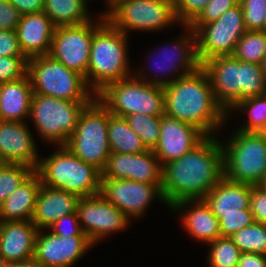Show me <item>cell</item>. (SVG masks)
Segmentation results:
<instances>
[{
  "instance_id": "6da1fadb",
  "label": "cell",
  "mask_w": 266,
  "mask_h": 267,
  "mask_svg": "<svg viewBox=\"0 0 266 267\" xmlns=\"http://www.w3.org/2000/svg\"><path fill=\"white\" fill-rule=\"evenodd\" d=\"M224 177L220 138L206 136L181 158L163 165L161 192L166 207L203 199Z\"/></svg>"
},
{
  "instance_id": "f546056e",
  "label": "cell",
  "mask_w": 266,
  "mask_h": 267,
  "mask_svg": "<svg viewBox=\"0 0 266 267\" xmlns=\"http://www.w3.org/2000/svg\"><path fill=\"white\" fill-rule=\"evenodd\" d=\"M232 55L240 61L261 65L266 55V33L261 30H247L237 42Z\"/></svg>"
},
{
  "instance_id": "83f0119b",
  "label": "cell",
  "mask_w": 266,
  "mask_h": 267,
  "mask_svg": "<svg viewBox=\"0 0 266 267\" xmlns=\"http://www.w3.org/2000/svg\"><path fill=\"white\" fill-rule=\"evenodd\" d=\"M88 0H44L43 12L56 26L79 25L91 20Z\"/></svg>"
},
{
  "instance_id": "8fae6325",
  "label": "cell",
  "mask_w": 266,
  "mask_h": 267,
  "mask_svg": "<svg viewBox=\"0 0 266 267\" xmlns=\"http://www.w3.org/2000/svg\"><path fill=\"white\" fill-rule=\"evenodd\" d=\"M182 27L185 28V34H181V36L176 37V40L174 39V41L170 43V47L169 45H166V47L162 48V51L160 49V53H156L155 51L154 53L157 54V57L151 53H148L147 57L149 59L147 61H150L149 63L152 62V69H154V72H152V69L150 68L151 73L156 72V75L153 74L154 77L153 75L150 76L149 73H145V70H142L140 68V70L138 71L139 73L136 70L133 71V74L137 78L152 85L165 87L173 83L178 78L197 71L201 67V63L197 56L195 32L189 26ZM157 52H159V50ZM153 56H155V58L159 57V62H156V64L158 63L157 65L160 64L159 66L153 64L156 60L152 59L154 58ZM149 65L151 67V64ZM160 73L163 74L161 75ZM163 75L165 76L164 78H162ZM159 76H161V78H159Z\"/></svg>"
},
{
  "instance_id": "d6986e66",
  "label": "cell",
  "mask_w": 266,
  "mask_h": 267,
  "mask_svg": "<svg viewBox=\"0 0 266 267\" xmlns=\"http://www.w3.org/2000/svg\"><path fill=\"white\" fill-rule=\"evenodd\" d=\"M27 124L0 120V163L21 164L36 171L40 156Z\"/></svg>"
},
{
  "instance_id": "681fc988",
  "label": "cell",
  "mask_w": 266,
  "mask_h": 267,
  "mask_svg": "<svg viewBox=\"0 0 266 267\" xmlns=\"http://www.w3.org/2000/svg\"><path fill=\"white\" fill-rule=\"evenodd\" d=\"M261 69H262V73L266 79V55L264 56V58L262 60Z\"/></svg>"
},
{
  "instance_id": "e575fe53",
  "label": "cell",
  "mask_w": 266,
  "mask_h": 267,
  "mask_svg": "<svg viewBox=\"0 0 266 267\" xmlns=\"http://www.w3.org/2000/svg\"><path fill=\"white\" fill-rule=\"evenodd\" d=\"M230 239L241 252H252L266 255V225L254 222L240 229Z\"/></svg>"
},
{
  "instance_id": "ffe728a7",
  "label": "cell",
  "mask_w": 266,
  "mask_h": 267,
  "mask_svg": "<svg viewBox=\"0 0 266 267\" xmlns=\"http://www.w3.org/2000/svg\"><path fill=\"white\" fill-rule=\"evenodd\" d=\"M201 67L209 76L217 103L229 115L240 102V60L233 55L216 56Z\"/></svg>"
},
{
  "instance_id": "f6af8a7d",
  "label": "cell",
  "mask_w": 266,
  "mask_h": 267,
  "mask_svg": "<svg viewBox=\"0 0 266 267\" xmlns=\"http://www.w3.org/2000/svg\"><path fill=\"white\" fill-rule=\"evenodd\" d=\"M0 56H24L16 31L0 30Z\"/></svg>"
},
{
  "instance_id": "4dcf8cb0",
  "label": "cell",
  "mask_w": 266,
  "mask_h": 267,
  "mask_svg": "<svg viewBox=\"0 0 266 267\" xmlns=\"http://www.w3.org/2000/svg\"><path fill=\"white\" fill-rule=\"evenodd\" d=\"M247 113L248 120L237 130L246 132H266V94L240 101L232 111ZM246 111V112H245Z\"/></svg>"
},
{
  "instance_id": "c3c4849f",
  "label": "cell",
  "mask_w": 266,
  "mask_h": 267,
  "mask_svg": "<svg viewBox=\"0 0 266 267\" xmlns=\"http://www.w3.org/2000/svg\"><path fill=\"white\" fill-rule=\"evenodd\" d=\"M6 267H37L33 260L26 262L7 263Z\"/></svg>"
},
{
  "instance_id": "ab89813d",
  "label": "cell",
  "mask_w": 266,
  "mask_h": 267,
  "mask_svg": "<svg viewBox=\"0 0 266 267\" xmlns=\"http://www.w3.org/2000/svg\"><path fill=\"white\" fill-rule=\"evenodd\" d=\"M174 12L181 26H189L203 11L209 0H172Z\"/></svg>"
},
{
  "instance_id": "e0dca14e",
  "label": "cell",
  "mask_w": 266,
  "mask_h": 267,
  "mask_svg": "<svg viewBox=\"0 0 266 267\" xmlns=\"http://www.w3.org/2000/svg\"><path fill=\"white\" fill-rule=\"evenodd\" d=\"M162 170L163 166L151 149L136 154L111 152L101 178L162 184Z\"/></svg>"
},
{
  "instance_id": "ac0fdd59",
  "label": "cell",
  "mask_w": 266,
  "mask_h": 267,
  "mask_svg": "<svg viewBox=\"0 0 266 267\" xmlns=\"http://www.w3.org/2000/svg\"><path fill=\"white\" fill-rule=\"evenodd\" d=\"M205 137L197 127L164 114L161 116L159 141L153 152L163 166L181 158Z\"/></svg>"
},
{
  "instance_id": "8d00e7d4",
  "label": "cell",
  "mask_w": 266,
  "mask_h": 267,
  "mask_svg": "<svg viewBox=\"0 0 266 267\" xmlns=\"http://www.w3.org/2000/svg\"><path fill=\"white\" fill-rule=\"evenodd\" d=\"M239 4V0H209L199 16L189 25L195 32L205 24L217 20L227 10Z\"/></svg>"
},
{
  "instance_id": "d590c367",
  "label": "cell",
  "mask_w": 266,
  "mask_h": 267,
  "mask_svg": "<svg viewBox=\"0 0 266 267\" xmlns=\"http://www.w3.org/2000/svg\"><path fill=\"white\" fill-rule=\"evenodd\" d=\"M33 171L21 164L0 163V205Z\"/></svg>"
},
{
  "instance_id": "ba28073f",
  "label": "cell",
  "mask_w": 266,
  "mask_h": 267,
  "mask_svg": "<svg viewBox=\"0 0 266 267\" xmlns=\"http://www.w3.org/2000/svg\"><path fill=\"white\" fill-rule=\"evenodd\" d=\"M109 110L95 98L81 112L77 127L65 146L79 159L101 172L111 153L108 141Z\"/></svg>"
},
{
  "instance_id": "f35d334b",
  "label": "cell",
  "mask_w": 266,
  "mask_h": 267,
  "mask_svg": "<svg viewBox=\"0 0 266 267\" xmlns=\"http://www.w3.org/2000/svg\"><path fill=\"white\" fill-rule=\"evenodd\" d=\"M251 209H242V213L224 214L219 219L221 237H231L237 231L254 223Z\"/></svg>"
},
{
  "instance_id": "cb8c5ba5",
  "label": "cell",
  "mask_w": 266,
  "mask_h": 267,
  "mask_svg": "<svg viewBox=\"0 0 266 267\" xmlns=\"http://www.w3.org/2000/svg\"><path fill=\"white\" fill-rule=\"evenodd\" d=\"M79 199L76 194L41 185L32 222L39 230L47 229L61 217L75 213Z\"/></svg>"
},
{
  "instance_id": "74e56055",
  "label": "cell",
  "mask_w": 266,
  "mask_h": 267,
  "mask_svg": "<svg viewBox=\"0 0 266 267\" xmlns=\"http://www.w3.org/2000/svg\"><path fill=\"white\" fill-rule=\"evenodd\" d=\"M246 30H262L266 16V0H239Z\"/></svg>"
},
{
  "instance_id": "4316f807",
  "label": "cell",
  "mask_w": 266,
  "mask_h": 267,
  "mask_svg": "<svg viewBox=\"0 0 266 267\" xmlns=\"http://www.w3.org/2000/svg\"><path fill=\"white\" fill-rule=\"evenodd\" d=\"M41 179L33 171L0 205V221L32 220Z\"/></svg>"
},
{
  "instance_id": "30bf717a",
  "label": "cell",
  "mask_w": 266,
  "mask_h": 267,
  "mask_svg": "<svg viewBox=\"0 0 266 267\" xmlns=\"http://www.w3.org/2000/svg\"><path fill=\"white\" fill-rule=\"evenodd\" d=\"M90 103L33 94L29 118L43 142L65 145L77 127L81 112Z\"/></svg>"
},
{
  "instance_id": "7c38bea8",
  "label": "cell",
  "mask_w": 266,
  "mask_h": 267,
  "mask_svg": "<svg viewBox=\"0 0 266 267\" xmlns=\"http://www.w3.org/2000/svg\"><path fill=\"white\" fill-rule=\"evenodd\" d=\"M246 31L240 4L227 10L217 20L198 28L195 36L201 65L216 56L232 55Z\"/></svg>"
},
{
  "instance_id": "60d3db41",
  "label": "cell",
  "mask_w": 266,
  "mask_h": 267,
  "mask_svg": "<svg viewBox=\"0 0 266 267\" xmlns=\"http://www.w3.org/2000/svg\"><path fill=\"white\" fill-rule=\"evenodd\" d=\"M27 61L25 56H0V84L24 77L27 74Z\"/></svg>"
},
{
  "instance_id": "52a82bcc",
  "label": "cell",
  "mask_w": 266,
  "mask_h": 267,
  "mask_svg": "<svg viewBox=\"0 0 266 267\" xmlns=\"http://www.w3.org/2000/svg\"><path fill=\"white\" fill-rule=\"evenodd\" d=\"M96 98L113 115L125 117L135 113L148 116L165 114L163 87L142 81L134 74L107 84Z\"/></svg>"
},
{
  "instance_id": "836d02e7",
  "label": "cell",
  "mask_w": 266,
  "mask_h": 267,
  "mask_svg": "<svg viewBox=\"0 0 266 267\" xmlns=\"http://www.w3.org/2000/svg\"><path fill=\"white\" fill-rule=\"evenodd\" d=\"M208 267H237L241 250L230 237H220L208 243Z\"/></svg>"
},
{
  "instance_id": "44dd1931",
  "label": "cell",
  "mask_w": 266,
  "mask_h": 267,
  "mask_svg": "<svg viewBox=\"0 0 266 267\" xmlns=\"http://www.w3.org/2000/svg\"><path fill=\"white\" fill-rule=\"evenodd\" d=\"M38 231L32 220L0 221V254L6 262L33 260Z\"/></svg>"
},
{
  "instance_id": "f5cc1de1",
  "label": "cell",
  "mask_w": 266,
  "mask_h": 267,
  "mask_svg": "<svg viewBox=\"0 0 266 267\" xmlns=\"http://www.w3.org/2000/svg\"><path fill=\"white\" fill-rule=\"evenodd\" d=\"M261 31H264L266 33V16H265V21H264V24H263V29Z\"/></svg>"
},
{
  "instance_id": "1f68e13d",
  "label": "cell",
  "mask_w": 266,
  "mask_h": 267,
  "mask_svg": "<svg viewBox=\"0 0 266 267\" xmlns=\"http://www.w3.org/2000/svg\"><path fill=\"white\" fill-rule=\"evenodd\" d=\"M266 94L261 65L240 61V101Z\"/></svg>"
},
{
  "instance_id": "d4e9b609",
  "label": "cell",
  "mask_w": 266,
  "mask_h": 267,
  "mask_svg": "<svg viewBox=\"0 0 266 267\" xmlns=\"http://www.w3.org/2000/svg\"><path fill=\"white\" fill-rule=\"evenodd\" d=\"M252 186V184L233 182L223 177L203 200L218 219L224 214L242 213V209L250 208Z\"/></svg>"
},
{
  "instance_id": "ee69618b",
  "label": "cell",
  "mask_w": 266,
  "mask_h": 267,
  "mask_svg": "<svg viewBox=\"0 0 266 267\" xmlns=\"http://www.w3.org/2000/svg\"><path fill=\"white\" fill-rule=\"evenodd\" d=\"M21 16L9 0H0V30L16 31Z\"/></svg>"
},
{
  "instance_id": "7402d4cb",
  "label": "cell",
  "mask_w": 266,
  "mask_h": 267,
  "mask_svg": "<svg viewBox=\"0 0 266 267\" xmlns=\"http://www.w3.org/2000/svg\"><path fill=\"white\" fill-rule=\"evenodd\" d=\"M170 209L171 213L172 211L184 213L180 214L181 224L188 235L190 234L197 241L208 244L221 237L219 219L203 199L183 200L174 204Z\"/></svg>"
},
{
  "instance_id": "5bb4252c",
  "label": "cell",
  "mask_w": 266,
  "mask_h": 267,
  "mask_svg": "<svg viewBox=\"0 0 266 267\" xmlns=\"http://www.w3.org/2000/svg\"><path fill=\"white\" fill-rule=\"evenodd\" d=\"M76 212L81 230L94 245L113 235L114 232L126 230L131 221L101 194L80 197Z\"/></svg>"
},
{
  "instance_id": "277c9868",
  "label": "cell",
  "mask_w": 266,
  "mask_h": 267,
  "mask_svg": "<svg viewBox=\"0 0 266 267\" xmlns=\"http://www.w3.org/2000/svg\"><path fill=\"white\" fill-rule=\"evenodd\" d=\"M36 172L42 185L79 197L100 194L102 172L79 159L65 145L56 147L47 158H40Z\"/></svg>"
},
{
  "instance_id": "7a4b0ae2",
  "label": "cell",
  "mask_w": 266,
  "mask_h": 267,
  "mask_svg": "<svg viewBox=\"0 0 266 267\" xmlns=\"http://www.w3.org/2000/svg\"><path fill=\"white\" fill-rule=\"evenodd\" d=\"M163 92L165 114L197 127L206 136L216 135L226 125L229 116L217 103L202 67L163 87Z\"/></svg>"
},
{
  "instance_id": "7bdbcfd3",
  "label": "cell",
  "mask_w": 266,
  "mask_h": 267,
  "mask_svg": "<svg viewBox=\"0 0 266 267\" xmlns=\"http://www.w3.org/2000/svg\"><path fill=\"white\" fill-rule=\"evenodd\" d=\"M250 209L254 221L266 225V190L258 185L251 188Z\"/></svg>"
},
{
  "instance_id": "bcb514c9",
  "label": "cell",
  "mask_w": 266,
  "mask_h": 267,
  "mask_svg": "<svg viewBox=\"0 0 266 267\" xmlns=\"http://www.w3.org/2000/svg\"><path fill=\"white\" fill-rule=\"evenodd\" d=\"M22 14L39 13L44 9V0H9Z\"/></svg>"
},
{
  "instance_id": "5b68a950",
  "label": "cell",
  "mask_w": 266,
  "mask_h": 267,
  "mask_svg": "<svg viewBox=\"0 0 266 267\" xmlns=\"http://www.w3.org/2000/svg\"><path fill=\"white\" fill-rule=\"evenodd\" d=\"M27 75L33 94L74 102H92L96 98L84 76L68 69L48 54L29 58Z\"/></svg>"
},
{
  "instance_id": "2e32d148",
  "label": "cell",
  "mask_w": 266,
  "mask_h": 267,
  "mask_svg": "<svg viewBox=\"0 0 266 267\" xmlns=\"http://www.w3.org/2000/svg\"><path fill=\"white\" fill-rule=\"evenodd\" d=\"M46 231L37 233L33 256L37 267H72L94 246L88 236L66 238Z\"/></svg>"
},
{
  "instance_id": "9a60e30c",
  "label": "cell",
  "mask_w": 266,
  "mask_h": 267,
  "mask_svg": "<svg viewBox=\"0 0 266 267\" xmlns=\"http://www.w3.org/2000/svg\"><path fill=\"white\" fill-rule=\"evenodd\" d=\"M162 184H149L126 179L101 178L100 194L129 219L140 218L155 199L165 204Z\"/></svg>"
},
{
  "instance_id": "b9f144b4",
  "label": "cell",
  "mask_w": 266,
  "mask_h": 267,
  "mask_svg": "<svg viewBox=\"0 0 266 267\" xmlns=\"http://www.w3.org/2000/svg\"><path fill=\"white\" fill-rule=\"evenodd\" d=\"M47 230L55 235L66 238L69 236H87L81 230L77 212L61 217L50 225Z\"/></svg>"
},
{
  "instance_id": "8992f818",
  "label": "cell",
  "mask_w": 266,
  "mask_h": 267,
  "mask_svg": "<svg viewBox=\"0 0 266 267\" xmlns=\"http://www.w3.org/2000/svg\"><path fill=\"white\" fill-rule=\"evenodd\" d=\"M233 132L225 143L220 140L224 177L257 185L266 174V132Z\"/></svg>"
},
{
  "instance_id": "f907efd6",
  "label": "cell",
  "mask_w": 266,
  "mask_h": 267,
  "mask_svg": "<svg viewBox=\"0 0 266 267\" xmlns=\"http://www.w3.org/2000/svg\"><path fill=\"white\" fill-rule=\"evenodd\" d=\"M257 185L262 189L266 190V174L263 176L262 180Z\"/></svg>"
},
{
  "instance_id": "484cf974",
  "label": "cell",
  "mask_w": 266,
  "mask_h": 267,
  "mask_svg": "<svg viewBox=\"0 0 266 267\" xmlns=\"http://www.w3.org/2000/svg\"><path fill=\"white\" fill-rule=\"evenodd\" d=\"M33 89L29 76L0 84V120L27 122Z\"/></svg>"
},
{
  "instance_id": "3957f363",
  "label": "cell",
  "mask_w": 266,
  "mask_h": 267,
  "mask_svg": "<svg viewBox=\"0 0 266 267\" xmlns=\"http://www.w3.org/2000/svg\"><path fill=\"white\" fill-rule=\"evenodd\" d=\"M105 19L94 31L85 80L97 94L107 84L133 75L128 38Z\"/></svg>"
},
{
  "instance_id": "816d5d0a",
  "label": "cell",
  "mask_w": 266,
  "mask_h": 267,
  "mask_svg": "<svg viewBox=\"0 0 266 267\" xmlns=\"http://www.w3.org/2000/svg\"><path fill=\"white\" fill-rule=\"evenodd\" d=\"M6 264H7L6 260L0 254V267H6Z\"/></svg>"
},
{
  "instance_id": "9c48e42d",
  "label": "cell",
  "mask_w": 266,
  "mask_h": 267,
  "mask_svg": "<svg viewBox=\"0 0 266 267\" xmlns=\"http://www.w3.org/2000/svg\"><path fill=\"white\" fill-rule=\"evenodd\" d=\"M106 4V19L127 36L131 30L149 33L179 24L172 0H108Z\"/></svg>"
},
{
  "instance_id": "f1b7e54d",
  "label": "cell",
  "mask_w": 266,
  "mask_h": 267,
  "mask_svg": "<svg viewBox=\"0 0 266 267\" xmlns=\"http://www.w3.org/2000/svg\"><path fill=\"white\" fill-rule=\"evenodd\" d=\"M107 134L111 152L136 154L148 150L124 117L109 113Z\"/></svg>"
},
{
  "instance_id": "7dc6e473",
  "label": "cell",
  "mask_w": 266,
  "mask_h": 267,
  "mask_svg": "<svg viewBox=\"0 0 266 267\" xmlns=\"http://www.w3.org/2000/svg\"><path fill=\"white\" fill-rule=\"evenodd\" d=\"M237 267H266V255L252 252H243Z\"/></svg>"
},
{
  "instance_id": "d6a6232c",
  "label": "cell",
  "mask_w": 266,
  "mask_h": 267,
  "mask_svg": "<svg viewBox=\"0 0 266 267\" xmlns=\"http://www.w3.org/2000/svg\"><path fill=\"white\" fill-rule=\"evenodd\" d=\"M130 128L141 138L147 149L153 150L160 137L161 116L135 113L124 117Z\"/></svg>"
},
{
  "instance_id": "603a6c76",
  "label": "cell",
  "mask_w": 266,
  "mask_h": 267,
  "mask_svg": "<svg viewBox=\"0 0 266 267\" xmlns=\"http://www.w3.org/2000/svg\"><path fill=\"white\" fill-rule=\"evenodd\" d=\"M55 29L43 11L22 15L16 33L24 56L29 59L49 54Z\"/></svg>"
},
{
  "instance_id": "4fadbf2b",
  "label": "cell",
  "mask_w": 266,
  "mask_h": 267,
  "mask_svg": "<svg viewBox=\"0 0 266 267\" xmlns=\"http://www.w3.org/2000/svg\"><path fill=\"white\" fill-rule=\"evenodd\" d=\"M95 21L92 18L79 25L58 26L55 29L48 55L62 63L68 69L86 77L90 58L93 31L106 19L99 13Z\"/></svg>"
}]
</instances>
